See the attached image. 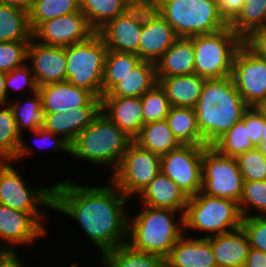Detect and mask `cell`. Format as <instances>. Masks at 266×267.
Segmentation results:
<instances>
[{
    "label": "cell",
    "instance_id": "obj_1",
    "mask_svg": "<svg viewBox=\"0 0 266 267\" xmlns=\"http://www.w3.org/2000/svg\"><path fill=\"white\" fill-rule=\"evenodd\" d=\"M107 184L87 186L63 179L53 184V210L78 222L101 255L128 241L129 199L111 181Z\"/></svg>",
    "mask_w": 266,
    "mask_h": 267
},
{
    "label": "cell",
    "instance_id": "obj_2",
    "mask_svg": "<svg viewBox=\"0 0 266 267\" xmlns=\"http://www.w3.org/2000/svg\"><path fill=\"white\" fill-rule=\"evenodd\" d=\"M200 134L206 146H212L238 121L249 106L237 91L231 76L206 79L199 101L193 107Z\"/></svg>",
    "mask_w": 266,
    "mask_h": 267
},
{
    "label": "cell",
    "instance_id": "obj_3",
    "mask_svg": "<svg viewBox=\"0 0 266 267\" xmlns=\"http://www.w3.org/2000/svg\"><path fill=\"white\" fill-rule=\"evenodd\" d=\"M142 208L143 210L133 218L129 217L127 243L138 251L166 258L186 233L184 214L143 205Z\"/></svg>",
    "mask_w": 266,
    "mask_h": 267
},
{
    "label": "cell",
    "instance_id": "obj_4",
    "mask_svg": "<svg viewBox=\"0 0 266 267\" xmlns=\"http://www.w3.org/2000/svg\"><path fill=\"white\" fill-rule=\"evenodd\" d=\"M133 141L100 111L70 144V154L97 166L107 165L113 173Z\"/></svg>",
    "mask_w": 266,
    "mask_h": 267
},
{
    "label": "cell",
    "instance_id": "obj_5",
    "mask_svg": "<svg viewBox=\"0 0 266 267\" xmlns=\"http://www.w3.org/2000/svg\"><path fill=\"white\" fill-rule=\"evenodd\" d=\"M152 7L178 37L213 34L229 26L220 13L217 0H158Z\"/></svg>",
    "mask_w": 266,
    "mask_h": 267
},
{
    "label": "cell",
    "instance_id": "obj_6",
    "mask_svg": "<svg viewBox=\"0 0 266 267\" xmlns=\"http://www.w3.org/2000/svg\"><path fill=\"white\" fill-rule=\"evenodd\" d=\"M242 219L238 202L209 196L200 191L188 198L184 212V229L207 232L209 235L199 236L206 238L242 227Z\"/></svg>",
    "mask_w": 266,
    "mask_h": 267
},
{
    "label": "cell",
    "instance_id": "obj_7",
    "mask_svg": "<svg viewBox=\"0 0 266 267\" xmlns=\"http://www.w3.org/2000/svg\"><path fill=\"white\" fill-rule=\"evenodd\" d=\"M194 48V74L205 79L231 76L233 59L243 39L230 26L213 34L190 37Z\"/></svg>",
    "mask_w": 266,
    "mask_h": 267
},
{
    "label": "cell",
    "instance_id": "obj_8",
    "mask_svg": "<svg viewBox=\"0 0 266 267\" xmlns=\"http://www.w3.org/2000/svg\"><path fill=\"white\" fill-rule=\"evenodd\" d=\"M107 51L97 32L83 42L65 47L66 81L101 98Z\"/></svg>",
    "mask_w": 266,
    "mask_h": 267
},
{
    "label": "cell",
    "instance_id": "obj_9",
    "mask_svg": "<svg viewBox=\"0 0 266 267\" xmlns=\"http://www.w3.org/2000/svg\"><path fill=\"white\" fill-rule=\"evenodd\" d=\"M11 163L14 162L0 161V204L30 214L46 230L43 219L46 209H53V186L30 188ZM39 207L46 209L40 211Z\"/></svg>",
    "mask_w": 266,
    "mask_h": 267
},
{
    "label": "cell",
    "instance_id": "obj_10",
    "mask_svg": "<svg viewBox=\"0 0 266 267\" xmlns=\"http://www.w3.org/2000/svg\"><path fill=\"white\" fill-rule=\"evenodd\" d=\"M161 156L143 149L134 141L124 153L110 181L128 198L138 197L160 173Z\"/></svg>",
    "mask_w": 266,
    "mask_h": 267
},
{
    "label": "cell",
    "instance_id": "obj_11",
    "mask_svg": "<svg viewBox=\"0 0 266 267\" xmlns=\"http://www.w3.org/2000/svg\"><path fill=\"white\" fill-rule=\"evenodd\" d=\"M243 182L236 158L224 156L212 146L203 149L202 193L239 202Z\"/></svg>",
    "mask_w": 266,
    "mask_h": 267
},
{
    "label": "cell",
    "instance_id": "obj_12",
    "mask_svg": "<svg viewBox=\"0 0 266 267\" xmlns=\"http://www.w3.org/2000/svg\"><path fill=\"white\" fill-rule=\"evenodd\" d=\"M231 77L249 107L258 108L266 101V59L256 55L244 43L235 53Z\"/></svg>",
    "mask_w": 266,
    "mask_h": 267
},
{
    "label": "cell",
    "instance_id": "obj_13",
    "mask_svg": "<svg viewBox=\"0 0 266 267\" xmlns=\"http://www.w3.org/2000/svg\"><path fill=\"white\" fill-rule=\"evenodd\" d=\"M206 146L180 145L161 156L160 171L188 196L202 189V157Z\"/></svg>",
    "mask_w": 266,
    "mask_h": 267
},
{
    "label": "cell",
    "instance_id": "obj_14",
    "mask_svg": "<svg viewBox=\"0 0 266 267\" xmlns=\"http://www.w3.org/2000/svg\"><path fill=\"white\" fill-rule=\"evenodd\" d=\"M94 33L84 13L78 11L42 22L32 37L44 45L67 47L87 40Z\"/></svg>",
    "mask_w": 266,
    "mask_h": 267
},
{
    "label": "cell",
    "instance_id": "obj_15",
    "mask_svg": "<svg viewBox=\"0 0 266 267\" xmlns=\"http://www.w3.org/2000/svg\"><path fill=\"white\" fill-rule=\"evenodd\" d=\"M47 232L30 214L0 204V245L10 255L17 254V246L30 245Z\"/></svg>",
    "mask_w": 266,
    "mask_h": 267
},
{
    "label": "cell",
    "instance_id": "obj_16",
    "mask_svg": "<svg viewBox=\"0 0 266 267\" xmlns=\"http://www.w3.org/2000/svg\"><path fill=\"white\" fill-rule=\"evenodd\" d=\"M143 23V7H130L107 22L97 33L108 50L138 55Z\"/></svg>",
    "mask_w": 266,
    "mask_h": 267
},
{
    "label": "cell",
    "instance_id": "obj_17",
    "mask_svg": "<svg viewBox=\"0 0 266 267\" xmlns=\"http://www.w3.org/2000/svg\"><path fill=\"white\" fill-rule=\"evenodd\" d=\"M175 30L152 6L143 7L138 56L156 63L178 39Z\"/></svg>",
    "mask_w": 266,
    "mask_h": 267
},
{
    "label": "cell",
    "instance_id": "obj_18",
    "mask_svg": "<svg viewBox=\"0 0 266 267\" xmlns=\"http://www.w3.org/2000/svg\"><path fill=\"white\" fill-rule=\"evenodd\" d=\"M27 61L38 87L66 81L65 47L44 45L31 38L28 45Z\"/></svg>",
    "mask_w": 266,
    "mask_h": 267
},
{
    "label": "cell",
    "instance_id": "obj_19",
    "mask_svg": "<svg viewBox=\"0 0 266 267\" xmlns=\"http://www.w3.org/2000/svg\"><path fill=\"white\" fill-rule=\"evenodd\" d=\"M45 113H65L85 105H101V98L69 81L53 82L38 87Z\"/></svg>",
    "mask_w": 266,
    "mask_h": 267
},
{
    "label": "cell",
    "instance_id": "obj_20",
    "mask_svg": "<svg viewBox=\"0 0 266 267\" xmlns=\"http://www.w3.org/2000/svg\"><path fill=\"white\" fill-rule=\"evenodd\" d=\"M101 111L133 140L144 126L141 97H101Z\"/></svg>",
    "mask_w": 266,
    "mask_h": 267
},
{
    "label": "cell",
    "instance_id": "obj_21",
    "mask_svg": "<svg viewBox=\"0 0 266 267\" xmlns=\"http://www.w3.org/2000/svg\"><path fill=\"white\" fill-rule=\"evenodd\" d=\"M196 237L185 233L165 258L166 265L168 267H217L209 240Z\"/></svg>",
    "mask_w": 266,
    "mask_h": 267
},
{
    "label": "cell",
    "instance_id": "obj_22",
    "mask_svg": "<svg viewBox=\"0 0 266 267\" xmlns=\"http://www.w3.org/2000/svg\"><path fill=\"white\" fill-rule=\"evenodd\" d=\"M217 267H243L251 249L245 230L240 227L228 233L206 237Z\"/></svg>",
    "mask_w": 266,
    "mask_h": 267
},
{
    "label": "cell",
    "instance_id": "obj_23",
    "mask_svg": "<svg viewBox=\"0 0 266 267\" xmlns=\"http://www.w3.org/2000/svg\"><path fill=\"white\" fill-rule=\"evenodd\" d=\"M32 98H27L26 102L20 100L10 99L7 103L13 112L14 119L16 121V126L21 134L20 144L18 146L15 158L12 161H18L23 157L33 153L30 145H27L23 137V130L27 129L32 132L37 130L39 127H43L45 112L42 105V98L40 93L34 92L31 96Z\"/></svg>",
    "mask_w": 266,
    "mask_h": 267
},
{
    "label": "cell",
    "instance_id": "obj_24",
    "mask_svg": "<svg viewBox=\"0 0 266 267\" xmlns=\"http://www.w3.org/2000/svg\"><path fill=\"white\" fill-rule=\"evenodd\" d=\"M143 206L170 209L184 214L188 196L161 171L138 195Z\"/></svg>",
    "mask_w": 266,
    "mask_h": 267
},
{
    "label": "cell",
    "instance_id": "obj_25",
    "mask_svg": "<svg viewBox=\"0 0 266 267\" xmlns=\"http://www.w3.org/2000/svg\"><path fill=\"white\" fill-rule=\"evenodd\" d=\"M101 105H85L65 113H45L43 127L70 144L100 113Z\"/></svg>",
    "mask_w": 266,
    "mask_h": 267
},
{
    "label": "cell",
    "instance_id": "obj_26",
    "mask_svg": "<svg viewBox=\"0 0 266 267\" xmlns=\"http://www.w3.org/2000/svg\"><path fill=\"white\" fill-rule=\"evenodd\" d=\"M194 48L191 38L179 37L155 63L157 77L190 75L194 73Z\"/></svg>",
    "mask_w": 266,
    "mask_h": 267
},
{
    "label": "cell",
    "instance_id": "obj_27",
    "mask_svg": "<svg viewBox=\"0 0 266 267\" xmlns=\"http://www.w3.org/2000/svg\"><path fill=\"white\" fill-rule=\"evenodd\" d=\"M171 106L193 108L199 101L205 78L197 74L157 77Z\"/></svg>",
    "mask_w": 266,
    "mask_h": 267
},
{
    "label": "cell",
    "instance_id": "obj_28",
    "mask_svg": "<svg viewBox=\"0 0 266 267\" xmlns=\"http://www.w3.org/2000/svg\"><path fill=\"white\" fill-rule=\"evenodd\" d=\"M157 83L155 63L141 60L131 73L121 78V81L102 97H142Z\"/></svg>",
    "mask_w": 266,
    "mask_h": 267
},
{
    "label": "cell",
    "instance_id": "obj_29",
    "mask_svg": "<svg viewBox=\"0 0 266 267\" xmlns=\"http://www.w3.org/2000/svg\"><path fill=\"white\" fill-rule=\"evenodd\" d=\"M102 267H164V257L138 251L127 242L114 247L101 256Z\"/></svg>",
    "mask_w": 266,
    "mask_h": 267
},
{
    "label": "cell",
    "instance_id": "obj_30",
    "mask_svg": "<svg viewBox=\"0 0 266 267\" xmlns=\"http://www.w3.org/2000/svg\"><path fill=\"white\" fill-rule=\"evenodd\" d=\"M165 120L181 145L206 146L197 125L194 108L171 106Z\"/></svg>",
    "mask_w": 266,
    "mask_h": 267
},
{
    "label": "cell",
    "instance_id": "obj_31",
    "mask_svg": "<svg viewBox=\"0 0 266 267\" xmlns=\"http://www.w3.org/2000/svg\"><path fill=\"white\" fill-rule=\"evenodd\" d=\"M134 142L159 156H163L181 145L174 137L165 119L145 124Z\"/></svg>",
    "mask_w": 266,
    "mask_h": 267
},
{
    "label": "cell",
    "instance_id": "obj_32",
    "mask_svg": "<svg viewBox=\"0 0 266 267\" xmlns=\"http://www.w3.org/2000/svg\"><path fill=\"white\" fill-rule=\"evenodd\" d=\"M31 38L28 12L0 4V42L30 41Z\"/></svg>",
    "mask_w": 266,
    "mask_h": 267
},
{
    "label": "cell",
    "instance_id": "obj_33",
    "mask_svg": "<svg viewBox=\"0 0 266 267\" xmlns=\"http://www.w3.org/2000/svg\"><path fill=\"white\" fill-rule=\"evenodd\" d=\"M141 61L135 53L108 50L105 58L104 74L102 81V96L106 95L121 78L131 73Z\"/></svg>",
    "mask_w": 266,
    "mask_h": 267
},
{
    "label": "cell",
    "instance_id": "obj_34",
    "mask_svg": "<svg viewBox=\"0 0 266 267\" xmlns=\"http://www.w3.org/2000/svg\"><path fill=\"white\" fill-rule=\"evenodd\" d=\"M128 8L130 6L124 0H80V11L95 32Z\"/></svg>",
    "mask_w": 266,
    "mask_h": 267
},
{
    "label": "cell",
    "instance_id": "obj_35",
    "mask_svg": "<svg viewBox=\"0 0 266 267\" xmlns=\"http://www.w3.org/2000/svg\"><path fill=\"white\" fill-rule=\"evenodd\" d=\"M229 26L242 39L252 31L266 27V0H244L242 9L229 22Z\"/></svg>",
    "mask_w": 266,
    "mask_h": 267
},
{
    "label": "cell",
    "instance_id": "obj_36",
    "mask_svg": "<svg viewBox=\"0 0 266 267\" xmlns=\"http://www.w3.org/2000/svg\"><path fill=\"white\" fill-rule=\"evenodd\" d=\"M80 11V0H33L28 12L33 32L42 22Z\"/></svg>",
    "mask_w": 266,
    "mask_h": 267
},
{
    "label": "cell",
    "instance_id": "obj_37",
    "mask_svg": "<svg viewBox=\"0 0 266 267\" xmlns=\"http://www.w3.org/2000/svg\"><path fill=\"white\" fill-rule=\"evenodd\" d=\"M220 154L236 158L255 148L249 138L248 127L240 120L213 145Z\"/></svg>",
    "mask_w": 266,
    "mask_h": 267
},
{
    "label": "cell",
    "instance_id": "obj_38",
    "mask_svg": "<svg viewBox=\"0 0 266 267\" xmlns=\"http://www.w3.org/2000/svg\"><path fill=\"white\" fill-rule=\"evenodd\" d=\"M13 112L8 104L0 107V161L13 160L20 144Z\"/></svg>",
    "mask_w": 266,
    "mask_h": 267
},
{
    "label": "cell",
    "instance_id": "obj_39",
    "mask_svg": "<svg viewBox=\"0 0 266 267\" xmlns=\"http://www.w3.org/2000/svg\"><path fill=\"white\" fill-rule=\"evenodd\" d=\"M143 124L161 121L170 110V103L165 90L157 83L141 97Z\"/></svg>",
    "mask_w": 266,
    "mask_h": 267
},
{
    "label": "cell",
    "instance_id": "obj_40",
    "mask_svg": "<svg viewBox=\"0 0 266 267\" xmlns=\"http://www.w3.org/2000/svg\"><path fill=\"white\" fill-rule=\"evenodd\" d=\"M238 203L243 218L249 217L252 208L258 211L256 216H266V180L244 181Z\"/></svg>",
    "mask_w": 266,
    "mask_h": 267
},
{
    "label": "cell",
    "instance_id": "obj_41",
    "mask_svg": "<svg viewBox=\"0 0 266 267\" xmlns=\"http://www.w3.org/2000/svg\"><path fill=\"white\" fill-rule=\"evenodd\" d=\"M244 181L266 180V156L255 147L236 157Z\"/></svg>",
    "mask_w": 266,
    "mask_h": 267
},
{
    "label": "cell",
    "instance_id": "obj_42",
    "mask_svg": "<svg viewBox=\"0 0 266 267\" xmlns=\"http://www.w3.org/2000/svg\"><path fill=\"white\" fill-rule=\"evenodd\" d=\"M29 42H0V71L8 73L25 65Z\"/></svg>",
    "mask_w": 266,
    "mask_h": 267
},
{
    "label": "cell",
    "instance_id": "obj_43",
    "mask_svg": "<svg viewBox=\"0 0 266 267\" xmlns=\"http://www.w3.org/2000/svg\"><path fill=\"white\" fill-rule=\"evenodd\" d=\"M29 88V92L32 94L38 91V85L36 83L34 74L26 63L24 66L16 68L6 74L5 88H6V104L9 102L10 96L9 89L21 90L22 88Z\"/></svg>",
    "mask_w": 266,
    "mask_h": 267
},
{
    "label": "cell",
    "instance_id": "obj_44",
    "mask_svg": "<svg viewBox=\"0 0 266 267\" xmlns=\"http://www.w3.org/2000/svg\"><path fill=\"white\" fill-rule=\"evenodd\" d=\"M242 228L248 235L251 248L266 253V216L249 215L242 219Z\"/></svg>",
    "mask_w": 266,
    "mask_h": 267
},
{
    "label": "cell",
    "instance_id": "obj_45",
    "mask_svg": "<svg viewBox=\"0 0 266 267\" xmlns=\"http://www.w3.org/2000/svg\"><path fill=\"white\" fill-rule=\"evenodd\" d=\"M242 121L248 127L249 138L253 145L257 147L261 141L264 131V114L259 108L249 107L243 114Z\"/></svg>",
    "mask_w": 266,
    "mask_h": 267
},
{
    "label": "cell",
    "instance_id": "obj_46",
    "mask_svg": "<svg viewBox=\"0 0 266 267\" xmlns=\"http://www.w3.org/2000/svg\"><path fill=\"white\" fill-rule=\"evenodd\" d=\"M32 134H34L35 137L37 136L36 139L39 138V140H40L42 138L40 140L41 142L44 141V143H45L46 141L47 142L49 141L48 143L47 142L45 143L46 147H48L47 144H49V146H50L49 148H52V150L54 149L55 151H58V150H60L62 152L64 151L70 155V143L67 140H65L62 136L55 135L51 131L45 129L44 127H39L37 130L32 131ZM57 136L59 138H57ZM49 139H51V140H49ZM39 140H35L36 143ZM38 147L40 148V145H38Z\"/></svg>",
    "mask_w": 266,
    "mask_h": 267
},
{
    "label": "cell",
    "instance_id": "obj_47",
    "mask_svg": "<svg viewBox=\"0 0 266 267\" xmlns=\"http://www.w3.org/2000/svg\"><path fill=\"white\" fill-rule=\"evenodd\" d=\"M243 43L259 57L266 59V27L252 31Z\"/></svg>",
    "mask_w": 266,
    "mask_h": 267
},
{
    "label": "cell",
    "instance_id": "obj_48",
    "mask_svg": "<svg viewBox=\"0 0 266 267\" xmlns=\"http://www.w3.org/2000/svg\"><path fill=\"white\" fill-rule=\"evenodd\" d=\"M221 15L229 23L242 9L244 0H217Z\"/></svg>",
    "mask_w": 266,
    "mask_h": 267
},
{
    "label": "cell",
    "instance_id": "obj_49",
    "mask_svg": "<svg viewBox=\"0 0 266 267\" xmlns=\"http://www.w3.org/2000/svg\"><path fill=\"white\" fill-rule=\"evenodd\" d=\"M243 267H266V253L251 248Z\"/></svg>",
    "mask_w": 266,
    "mask_h": 267
},
{
    "label": "cell",
    "instance_id": "obj_50",
    "mask_svg": "<svg viewBox=\"0 0 266 267\" xmlns=\"http://www.w3.org/2000/svg\"><path fill=\"white\" fill-rule=\"evenodd\" d=\"M32 2L33 0H0V4L15 6L27 12H29Z\"/></svg>",
    "mask_w": 266,
    "mask_h": 267
},
{
    "label": "cell",
    "instance_id": "obj_51",
    "mask_svg": "<svg viewBox=\"0 0 266 267\" xmlns=\"http://www.w3.org/2000/svg\"><path fill=\"white\" fill-rule=\"evenodd\" d=\"M18 254L8 255L1 263L0 267H25L24 262L20 261Z\"/></svg>",
    "mask_w": 266,
    "mask_h": 267
},
{
    "label": "cell",
    "instance_id": "obj_52",
    "mask_svg": "<svg viewBox=\"0 0 266 267\" xmlns=\"http://www.w3.org/2000/svg\"><path fill=\"white\" fill-rule=\"evenodd\" d=\"M5 72L0 71V103L6 104Z\"/></svg>",
    "mask_w": 266,
    "mask_h": 267
},
{
    "label": "cell",
    "instance_id": "obj_53",
    "mask_svg": "<svg viewBox=\"0 0 266 267\" xmlns=\"http://www.w3.org/2000/svg\"><path fill=\"white\" fill-rule=\"evenodd\" d=\"M130 7H151L146 0H124Z\"/></svg>",
    "mask_w": 266,
    "mask_h": 267
},
{
    "label": "cell",
    "instance_id": "obj_54",
    "mask_svg": "<svg viewBox=\"0 0 266 267\" xmlns=\"http://www.w3.org/2000/svg\"><path fill=\"white\" fill-rule=\"evenodd\" d=\"M257 147L266 156V118H265V115H264V131H263L262 141Z\"/></svg>",
    "mask_w": 266,
    "mask_h": 267
},
{
    "label": "cell",
    "instance_id": "obj_55",
    "mask_svg": "<svg viewBox=\"0 0 266 267\" xmlns=\"http://www.w3.org/2000/svg\"><path fill=\"white\" fill-rule=\"evenodd\" d=\"M10 255L1 245H0V263Z\"/></svg>",
    "mask_w": 266,
    "mask_h": 267
},
{
    "label": "cell",
    "instance_id": "obj_56",
    "mask_svg": "<svg viewBox=\"0 0 266 267\" xmlns=\"http://www.w3.org/2000/svg\"><path fill=\"white\" fill-rule=\"evenodd\" d=\"M258 108L265 115V118H266V101L262 103Z\"/></svg>",
    "mask_w": 266,
    "mask_h": 267
},
{
    "label": "cell",
    "instance_id": "obj_57",
    "mask_svg": "<svg viewBox=\"0 0 266 267\" xmlns=\"http://www.w3.org/2000/svg\"><path fill=\"white\" fill-rule=\"evenodd\" d=\"M151 6L154 5L158 0H146Z\"/></svg>",
    "mask_w": 266,
    "mask_h": 267
}]
</instances>
